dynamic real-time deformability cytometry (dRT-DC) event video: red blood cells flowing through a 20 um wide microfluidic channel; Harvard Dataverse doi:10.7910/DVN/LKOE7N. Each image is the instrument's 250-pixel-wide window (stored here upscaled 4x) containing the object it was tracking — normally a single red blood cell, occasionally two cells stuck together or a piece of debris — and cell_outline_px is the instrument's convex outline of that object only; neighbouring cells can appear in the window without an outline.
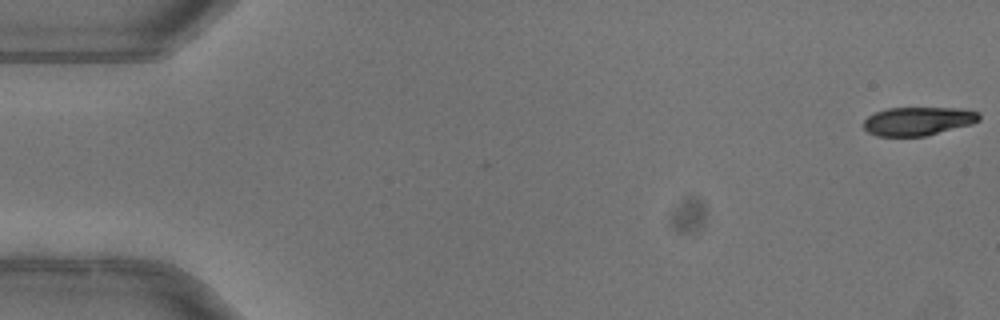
{"species": "common noctule bat (a hibernating species)", "species_latin": "Nyctalus noctula", "temperature_condition": "warm", "stored_images_in_passage": 52, "camera_frame_rate_fps": 3000, "um_per_image_px": 0.085, "animal": {"sex": "female"}, "frame": {"image": 1, "passage_image": 1, "time_ms": 0.0, "image_size_px": [1000, 320], "cell_outline_px": [[980, 120], [972, 124], [924, 136], [876, 136], [868, 132], [864, 128], [864, 120], [868, 116], [876, 112], [888, 108], [960, 108], [980, 112]], "centroid_in_image_um": [78.05, 10.29], "position_along_channel_um": 7.0, "area_um2": 19.19}}
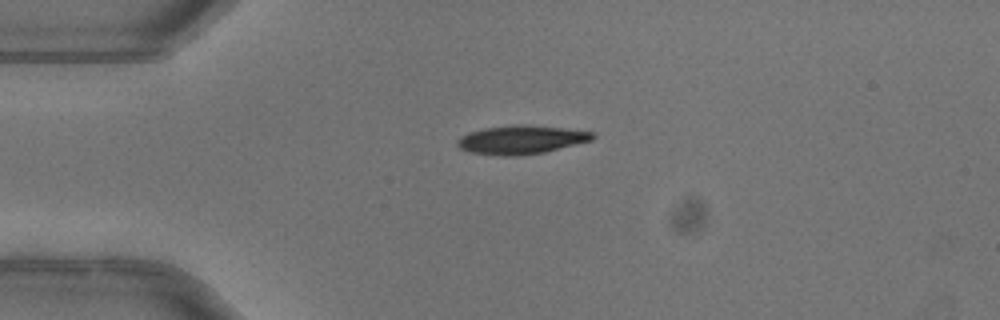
{"frame": {"image": 2, "passage_image": 13, "time_ms": 4.0, "image_size_px": [1000, 320], "cell_outline_px": [[596, 136], [592, 140], [544, 152], [520, 156], [500, 156], [468, 152], [460, 148], [456, 144], [456, 140], [468, 132], [488, 128], [524, 124], [560, 128], [592, 132]], "centroid_in_image_um": [44.26, 11.89], "position_along_channel_um": 40.7, "area_um2": 22.31}}
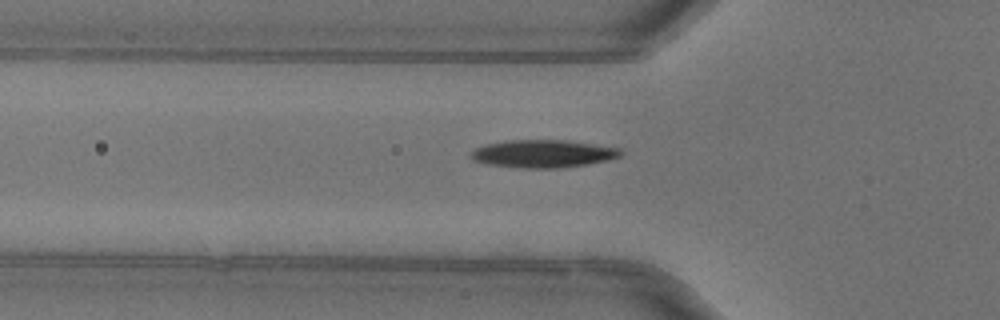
{"frame": {"image": 3, "passage_image": 18, "time_ms": 5.667, "image_size_px": [1000, 320], "cell_outline_px": [[624, 152], [620, 156], [608, 160], [584, 164], [556, 168], [524, 168], [488, 164], [472, 160], [468, 156], [476, 148], [488, 144], [504, 140], [564, 140], [620, 148]], "centroid_in_image_um": [46.14, 13.06], "position_along_channel_um": 79.7, "area_um2": 23.99}, "authors_computed_cell_mechanics": {"area_um2": 22.3686, "velocity_mm_per_s": 4.0188, "shape_relaxation_time_tau1_ms": 3.2461, "shape_relaxation_time_tau2_ms": null, "deformation_change_tau1": 0.147, "deformation_change_tau2": null}}